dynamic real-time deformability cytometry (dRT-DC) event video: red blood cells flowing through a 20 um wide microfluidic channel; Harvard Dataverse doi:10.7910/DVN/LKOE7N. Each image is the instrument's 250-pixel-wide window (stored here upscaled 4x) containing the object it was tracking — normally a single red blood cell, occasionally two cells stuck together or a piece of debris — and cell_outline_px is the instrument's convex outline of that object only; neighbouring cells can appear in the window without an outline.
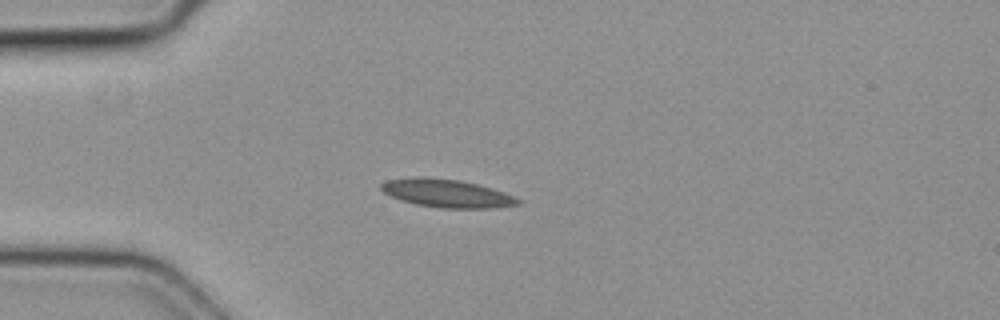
{"species": "common noctule bat (a hibernating species)", "species_latin": "Nyctalus noctula", "temperature_condition": "cold", "stored_images_in_passage": 4, "camera_frame_rate_fps": 3000, "um_per_image_px": 0.085, "animal": {"sex": "female", "body_mass_g": 19.3, "forearm_length_mm": 54.1}, "frame": {"image": 1, "passage_image": 3, "time_ms": 0.667, "image_size_px": [1000, 320], "cell_outline_px": [[524, 200], [520, 204], [492, 208], [440, 208], [416, 204], [400, 200], [384, 192], [380, 188], [380, 184], [388, 180], [416, 176], [420, 176], [460, 180], [492, 188], [516, 196]], "centroid_in_image_um": [38.01, 16.43], "position_along_channel_um": 47.0, "area_um2": 22.54}}